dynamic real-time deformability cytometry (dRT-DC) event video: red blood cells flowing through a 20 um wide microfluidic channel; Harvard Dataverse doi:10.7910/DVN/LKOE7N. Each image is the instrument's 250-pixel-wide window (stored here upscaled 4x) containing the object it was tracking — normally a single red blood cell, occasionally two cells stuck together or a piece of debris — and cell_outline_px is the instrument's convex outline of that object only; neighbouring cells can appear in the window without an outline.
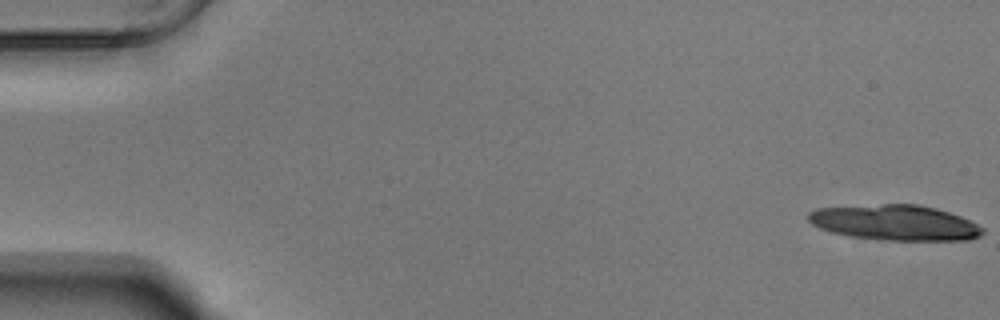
{"species": "Egyptian fruit bat (a non-hibernating species)", "species_latin": "Rousettus aegyptiacus", "temperature_condition": "warm", "stored_images_in_passage": 16, "camera_frame_rate_fps": 3000, "um_per_image_px": 0.085, "animal": {"sex": "male"}, "frame": {"image": 1, "passage_image": 1, "time_ms": 0.0, "image_size_px": [1000, 320], "cell_outline_px": [[984, 232], [980, 236], [968, 240], [888, 240], [852, 236], [832, 232], [820, 228], [812, 224], [808, 220], [808, 212], [816, 208], [880, 204], [920, 204], [936, 208], [960, 216], [984, 228]], "centroid_in_image_um": [76.08, 18.91], "position_along_channel_um": 8.9, "area_um2": 35.84}}